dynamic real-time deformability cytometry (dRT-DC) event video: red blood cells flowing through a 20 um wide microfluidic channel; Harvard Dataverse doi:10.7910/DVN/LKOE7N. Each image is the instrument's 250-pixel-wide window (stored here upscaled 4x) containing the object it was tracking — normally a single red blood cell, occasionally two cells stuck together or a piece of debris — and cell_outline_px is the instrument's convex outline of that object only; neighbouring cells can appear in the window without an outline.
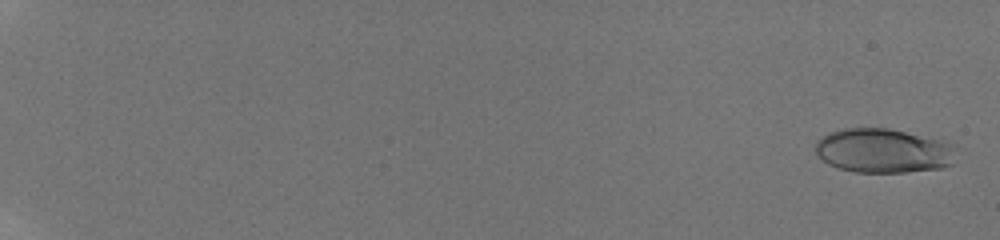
{"species": "human", "species_latin": "Homo sapiens", "temperature_condition": "room temperature", "stored_images_in_passage": 57, "camera_frame_rate_fps": 3000, "um_per_image_px": 0.085, "donor": {"sex": "male"}, "frame": {"image": 1, "passage_image": 2, "time_ms": 0.333, "image_size_px": [1000, 240], "cell_outline_px": [[956, 144], [952, 164], [944, 168], [904, 172], [852, 172], [828, 164], [816, 156], [816, 140], [820, 136], [828, 132], [844, 128], [888, 128], [948, 140]], "centroid_in_image_um": [75.1, 12.8], "position_along_channel_um": 9.9, "area_um2": 37.05}}
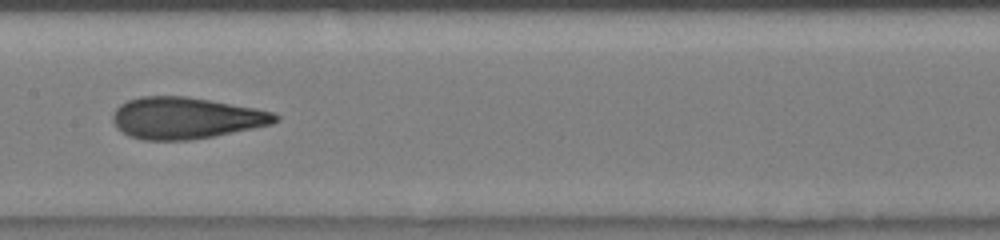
{"frame": {"image": 2, "passage_image": 34, "time_ms": 11.0, "image_size_px": [1000, 240], "cell_outline_px": [[280, 120], [272, 124], [212, 136], [188, 140], [144, 140], [128, 136], [116, 128], [112, 120], [112, 116], [116, 108], [120, 104], [128, 100], [140, 96], [184, 96], [256, 108], [272, 112], [280, 116]], "centroid_in_image_um": [15.76, 10.03], "position_along_channel_um": 191.6, "area_um2": 39.25}}
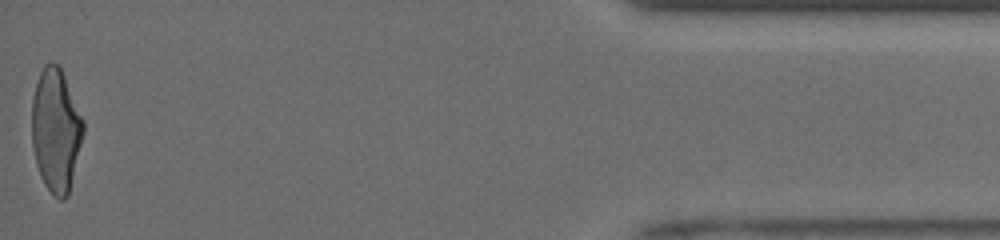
{"frame": {"image": 3, "passage_image": 57, "time_ms": 18.667, "image_size_px": [1000, 240], "cell_outline_px": [[84, 132], [68, 196], [64, 200], [60, 200], [44, 184], [40, 176], [36, 164], [32, 144], [32, 100], [36, 84], [40, 72], [44, 64], [60, 64], [84, 120]], "centroid_in_image_um": [4.76, 11.05], "position_along_channel_um": 430.4, "area_um2": 36.99}, "authors_computed_cell_mechanics": {"area_um2": 37.2232, "velocity_mm_per_s": 3.9717, "shape_relaxation_time_tau1_ms": 5.3059, "shape_relaxation_time_tau2_ms": 1.17, "deformation_change_tau1": 0.2038, "deformation_change_tau2": 0.0841}}